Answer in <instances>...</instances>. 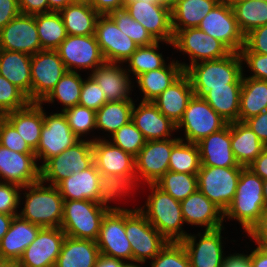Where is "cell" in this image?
<instances>
[{
  "label": "cell",
  "mask_w": 267,
  "mask_h": 267,
  "mask_svg": "<svg viewBox=\"0 0 267 267\" xmlns=\"http://www.w3.org/2000/svg\"><path fill=\"white\" fill-rule=\"evenodd\" d=\"M243 61L239 52H231L218 60L201 61L191 65L185 73L189 76L194 95L204 98L210 87H228L242 84Z\"/></svg>",
  "instance_id": "cell-1"
},
{
  "label": "cell",
  "mask_w": 267,
  "mask_h": 267,
  "mask_svg": "<svg viewBox=\"0 0 267 267\" xmlns=\"http://www.w3.org/2000/svg\"><path fill=\"white\" fill-rule=\"evenodd\" d=\"M263 180L250 168L241 169L235 196L223 213L224 218L236 219L247 232L263 215Z\"/></svg>",
  "instance_id": "cell-2"
},
{
  "label": "cell",
  "mask_w": 267,
  "mask_h": 267,
  "mask_svg": "<svg viewBox=\"0 0 267 267\" xmlns=\"http://www.w3.org/2000/svg\"><path fill=\"white\" fill-rule=\"evenodd\" d=\"M148 185L151 194L145 206L138 209L168 242H181L188 233L182 230L184 220L180 202L156 184Z\"/></svg>",
  "instance_id": "cell-3"
},
{
  "label": "cell",
  "mask_w": 267,
  "mask_h": 267,
  "mask_svg": "<svg viewBox=\"0 0 267 267\" xmlns=\"http://www.w3.org/2000/svg\"><path fill=\"white\" fill-rule=\"evenodd\" d=\"M40 180L22 187L25 206L18 214L22 219L41 227H60L63 218L64 199L57 186H44Z\"/></svg>",
  "instance_id": "cell-4"
},
{
  "label": "cell",
  "mask_w": 267,
  "mask_h": 267,
  "mask_svg": "<svg viewBox=\"0 0 267 267\" xmlns=\"http://www.w3.org/2000/svg\"><path fill=\"white\" fill-rule=\"evenodd\" d=\"M110 209L91 200H64L60 228L66 236L96 241L103 217Z\"/></svg>",
  "instance_id": "cell-5"
},
{
  "label": "cell",
  "mask_w": 267,
  "mask_h": 267,
  "mask_svg": "<svg viewBox=\"0 0 267 267\" xmlns=\"http://www.w3.org/2000/svg\"><path fill=\"white\" fill-rule=\"evenodd\" d=\"M125 233L132 248L133 262L136 263L152 260L168 243L138 207L125 208Z\"/></svg>",
  "instance_id": "cell-6"
},
{
  "label": "cell",
  "mask_w": 267,
  "mask_h": 267,
  "mask_svg": "<svg viewBox=\"0 0 267 267\" xmlns=\"http://www.w3.org/2000/svg\"><path fill=\"white\" fill-rule=\"evenodd\" d=\"M94 164L93 141L80 139L59 155L40 165V180L57 186L73 173H78Z\"/></svg>",
  "instance_id": "cell-7"
},
{
  "label": "cell",
  "mask_w": 267,
  "mask_h": 267,
  "mask_svg": "<svg viewBox=\"0 0 267 267\" xmlns=\"http://www.w3.org/2000/svg\"><path fill=\"white\" fill-rule=\"evenodd\" d=\"M242 168L201 165L198 190L224 213L235 196Z\"/></svg>",
  "instance_id": "cell-8"
},
{
  "label": "cell",
  "mask_w": 267,
  "mask_h": 267,
  "mask_svg": "<svg viewBox=\"0 0 267 267\" xmlns=\"http://www.w3.org/2000/svg\"><path fill=\"white\" fill-rule=\"evenodd\" d=\"M228 122L224 120L203 98L195 95L189 100L182 119L176 129L184 128L185 139L190 143H198L203 138L224 128Z\"/></svg>",
  "instance_id": "cell-9"
},
{
  "label": "cell",
  "mask_w": 267,
  "mask_h": 267,
  "mask_svg": "<svg viewBox=\"0 0 267 267\" xmlns=\"http://www.w3.org/2000/svg\"><path fill=\"white\" fill-rule=\"evenodd\" d=\"M31 103H41L68 71L57 50L43 49L31 55Z\"/></svg>",
  "instance_id": "cell-10"
},
{
  "label": "cell",
  "mask_w": 267,
  "mask_h": 267,
  "mask_svg": "<svg viewBox=\"0 0 267 267\" xmlns=\"http://www.w3.org/2000/svg\"><path fill=\"white\" fill-rule=\"evenodd\" d=\"M175 49L188 54L190 64L180 63L186 71L199 61L218 60L226 57L231 51L219 40L203 32L198 27L179 30L173 39Z\"/></svg>",
  "instance_id": "cell-11"
},
{
  "label": "cell",
  "mask_w": 267,
  "mask_h": 267,
  "mask_svg": "<svg viewBox=\"0 0 267 267\" xmlns=\"http://www.w3.org/2000/svg\"><path fill=\"white\" fill-rule=\"evenodd\" d=\"M198 28L222 42L231 52H240L244 47L245 35L238 26L232 5L218 3Z\"/></svg>",
  "instance_id": "cell-12"
},
{
  "label": "cell",
  "mask_w": 267,
  "mask_h": 267,
  "mask_svg": "<svg viewBox=\"0 0 267 267\" xmlns=\"http://www.w3.org/2000/svg\"><path fill=\"white\" fill-rule=\"evenodd\" d=\"M68 71L93 69L106 61L94 35H67L56 49ZM76 69V70H75Z\"/></svg>",
  "instance_id": "cell-13"
},
{
  "label": "cell",
  "mask_w": 267,
  "mask_h": 267,
  "mask_svg": "<svg viewBox=\"0 0 267 267\" xmlns=\"http://www.w3.org/2000/svg\"><path fill=\"white\" fill-rule=\"evenodd\" d=\"M179 140L177 137L146 141L134 159L138 182L143 179L147 184H155L168 171L172 147Z\"/></svg>",
  "instance_id": "cell-14"
},
{
  "label": "cell",
  "mask_w": 267,
  "mask_h": 267,
  "mask_svg": "<svg viewBox=\"0 0 267 267\" xmlns=\"http://www.w3.org/2000/svg\"><path fill=\"white\" fill-rule=\"evenodd\" d=\"M96 243L100 254L133 262L132 248L125 233L124 208L110 209L105 214Z\"/></svg>",
  "instance_id": "cell-15"
},
{
  "label": "cell",
  "mask_w": 267,
  "mask_h": 267,
  "mask_svg": "<svg viewBox=\"0 0 267 267\" xmlns=\"http://www.w3.org/2000/svg\"><path fill=\"white\" fill-rule=\"evenodd\" d=\"M124 8L137 22L141 23L151 36L160 42L173 45L171 10L149 1H126Z\"/></svg>",
  "instance_id": "cell-16"
},
{
  "label": "cell",
  "mask_w": 267,
  "mask_h": 267,
  "mask_svg": "<svg viewBox=\"0 0 267 267\" xmlns=\"http://www.w3.org/2000/svg\"><path fill=\"white\" fill-rule=\"evenodd\" d=\"M79 140L72 132L62 111L49 116L44 112V124L38 147L35 150L36 159L37 161L43 159V165L48 159L59 155Z\"/></svg>",
  "instance_id": "cell-17"
},
{
  "label": "cell",
  "mask_w": 267,
  "mask_h": 267,
  "mask_svg": "<svg viewBox=\"0 0 267 267\" xmlns=\"http://www.w3.org/2000/svg\"><path fill=\"white\" fill-rule=\"evenodd\" d=\"M65 236L60 227H42L35 240L24 250L17 266L54 267Z\"/></svg>",
  "instance_id": "cell-18"
},
{
  "label": "cell",
  "mask_w": 267,
  "mask_h": 267,
  "mask_svg": "<svg viewBox=\"0 0 267 267\" xmlns=\"http://www.w3.org/2000/svg\"><path fill=\"white\" fill-rule=\"evenodd\" d=\"M95 36L106 62L125 63L139 47L109 15H99Z\"/></svg>",
  "instance_id": "cell-19"
},
{
  "label": "cell",
  "mask_w": 267,
  "mask_h": 267,
  "mask_svg": "<svg viewBox=\"0 0 267 267\" xmlns=\"http://www.w3.org/2000/svg\"><path fill=\"white\" fill-rule=\"evenodd\" d=\"M0 49L28 55L43 50L39 40L35 15L20 13L0 30Z\"/></svg>",
  "instance_id": "cell-20"
},
{
  "label": "cell",
  "mask_w": 267,
  "mask_h": 267,
  "mask_svg": "<svg viewBox=\"0 0 267 267\" xmlns=\"http://www.w3.org/2000/svg\"><path fill=\"white\" fill-rule=\"evenodd\" d=\"M35 153H18L0 145V182L21 187L40 181V166Z\"/></svg>",
  "instance_id": "cell-21"
},
{
  "label": "cell",
  "mask_w": 267,
  "mask_h": 267,
  "mask_svg": "<svg viewBox=\"0 0 267 267\" xmlns=\"http://www.w3.org/2000/svg\"><path fill=\"white\" fill-rule=\"evenodd\" d=\"M222 228L205 230L198 233L199 242L195 235L188 234L181 241L190 261V267H221L224 255L222 247Z\"/></svg>",
  "instance_id": "cell-22"
},
{
  "label": "cell",
  "mask_w": 267,
  "mask_h": 267,
  "mask_svg": "<svg viewBox=\"0 0 267 267\" xmlns=\"http://www.w3.org/2000/svg\"><path fill=\"white\" fill-rule=\"evenodd\" d=\"M196 144L202 166L243 167L237 163L231 149V123Z\"/></svg>",
  "instance_id": "cell-23"
},
{
  "label": "cell",
  "mask_w": 267,
  "mask_h": 267,
  "mask_svg": "<svg viewBox=\"0 0 267 267\" xmlns=\"http://www.w3.org/2000/svg\"><path fill=\"white\" fill-rule=\"evenodd\" d=\"M91 140L93 141L94 164L99 173L112 176L135 174V157L130 153L104 138Z\"/></svg>",
  "instance_id": "cell-24"
},
{
  "label": "cell",
  "mask_w": 267,
  "mask_h": 267,
  "mask_svg": "<svg viewBox=\"0 0 267 267\" xmlns=\"http://www.w3.org/2000/svg\"><path fill=\"white\" fill-rule=\"evenodd\" d=\"M131 121L142 132L146 141L165 140L177 130L176 124L163 115L153 102H140L132 110Z\"/></svg>",
  "instance_id": "cell-25"
},
{
  "label": "cell",
  "mask_w": 267,
  "mask_h": 267,
  "mask_svg": "<svg viewBox=\"0 0 267 267\" xmlns=\"http://www.w3.org/2000/svg\"><path fill=\"white\" fill-rule=\"evenodd\" d=\"M184 223L205 226V230L223 227V212L197 190L180 202Z\"/></svg>",
  "instance_id": "cell-26"
},
{
  "label": "cell",
  "mask_w": 267,
  "mask_h": 267,
  "mask_svg": "<svg viewBox=\"0 0 267 267\" xmlns=\"http://www.w3.org/2000/svg\"><path fill=\"white\" fill-rule=\"evenodd\" d=\"M90 76L100 86L106 96V100L110 101H133L128 95L131 91V80L127 69L117 65V63L105 62L91 71Z\"/></svg>",
  "instance_id": "cell-27"
},
{
  "label": "cell",
  "mask_w": 267,
  "mask_h": 267,
  "mask_svg": "<svg viewBox=\"0 0 267 267\" xmlns=\"http://www.w3.org/2000/svg\"><path fill=\"white\" fill-rule=\"evenodd\" d=\"M42 227L15 216L0 241V259L18 262L24 250L35 240Z\"/></svg>",
  "instance_id": "cell-28"
},
{
  "label": "cell",
  "mask_w": 267,
  "mask_h": 267,
  "mask_svg": "<svg viewBox=\"0 0 267 267\" xmlns=\"http://www.w3.org/2000/svg\"><path fill=\"white\" fill-rule=\"evenodd\" d=\"M193 95L190 78L184 73L152 102L163 115L177 125Z\"/></svg>",
  "instance_id": "cell-29"
},
{
  "label": "cell",
  "mask_w": 267,
  "mask_h": 267,
  "mask_svg": "<svg viewBox=\"0 0 267 267\" xmlns=\"http://www.w3.org/2000/svg\"><path fill=\"white\" fill-rule=\"evenodd\" d=\"M3 117L17 130L19 135L35 151L44 124V110L41 103H29L25 108L8 112Z\"/></svg>",
  "instance_id": "cell-30"
},
{
  "label": "cell",
  "mask_w": 267,
  "mask_h": 267,
  "mask_svg": "<svg viewBox=\"0 0 267 267\" xmlns=\"http://www.w3.org/2000/svg\"><path fill=\"white\" fill-rule=\"evenodd\" d=\"M99 171L95 164L62 180L57 188L64 200H91L98 202Z\"/></svg>",
  "instance_id": "cell-31"
},
{
  "label": "cell",
  "mask_w": 267,
  "mask_h": 267,
  "mask_svg": "<svg viewBox=\"0 0 267 267\" xmlns=\"http://www.w3.org/2000/svg\"><path fill=\"white\" fill-rule=\"evenodd\" d=\"M31 55L0 49V75L19 88L31 103Z\"/></svg>",
  "instance_id": "cell-32"
},
{
  "label": "cell",
  "mask_w": 267,
  "mask_h": 267,
  "mask_svg": "<svg viewBox=\"0 0 267 267\" xmlns=\"http://www.w3.org/2000/svg\"><path fill=\"white\" fill-rule=\"evenodd\" d=\"M99 255L96 241L65 236L54 267H94Z\"/></svg>",
  "instance_id": "cell-33"
},
{
  "label": "cell",
  "mask_w": 267,
  "mask_h": 267,
  "mask_svg": "<svg viewBox=\"0 0 267 267\" xmlns=\"http://www.w3.org/2000/svg\"><path fill=\"white\" fill-rule=\"evenodd\" d=\"M184 73L185 70L179 61L176 60L175 62L173 60L170 64H165L160 69L148 71L139 75L136 78V83H138V87H140L139 90H141L144 95L142 102H152Z\"/></svg>",
  "instance_id": "cell-34"
},
{
  "label": "cell",
  "mask_w": 267,
  "mask_h": 267,
  "mask_svg": "<svg viewBox=\"0 0 267 267\" xmlns=\"http://www.w3.org/2000/svg\"><path fill=\"white\" fill-rule=\"evenodd\" d=\"M266 147L244 122H231V149L239 165L248 167Z\"/></svg>",
  "instance_id": "cell-35"
},
{
  "label": "cell",
  "mask_w": 267,
  "mask_h": 267,
  "mask_svg": "<svg viewBox=\"0 0 267 267\" xmlns=\"http://www.w3.org/2000/svg\"><path fill=\"white\" fill-rule=\"evenodd\" d=\"M218 3V0H178L171 10L174 35L179 30L198 27Z\"/></svg>",
  "instance_id": "cell-36"
},
{
  "label": "cell",
  "mask_w": 267,
  "mask_h": 267,
  "mask_svg": "<svg viewBox=\"0 0 267 267\" xmlns=\"http://www.w3.org/2000/svg\"><path fill=\"white\" fill-rule=\"evenodd\" d=\"M267 109V81L250 77L242 78L239 121L257 116Z\"/></svg>",
  "instance_id": "cell-37"
},
{
  "label": "cell",
  "mask_w": 267,
  "mask_h": 267,
  "mask_svg": "<svg viewBox=\"0 0 267 267\" xmlns=\"http://www.w3.org/2000/svg\"><path fill=\"white\" fill-rule=\"evenodd\" d=\"M68 35H94L99 13L87 4L71 3L59 12Z\"/></svg>",
  "instance_id": "cell-38"
},
{
  "label": "cell",
  "mask_w": 267,
  "mask_h": 267,
  "mask_svg": "<svg viewBox=\"0 0 267 267\" xmlns=\"http://www.w3.org/2000/svg\"><path fill=\"white\" fill-rule=\"evenodd\" d=\"M242 84L228 87H210L203 98L228 123L239 121V106Z\"/></svg>",
  "instance_id": "cell-39"
},
{
  "label": "cell",
  "mask_w": 267,
  "mask_h": 267,
  "mask_svg": "<svg viewBox=\"0 0 267 267\" xmlns=\"http://www.w3.org/2000/svg\"><path fill=\"white\" fill-rule=\"evenodd\" d=\"M134 101L106 102L96 111V129H103L111 135L132 119Z\"/></svg>",
  "instance_id": "cell-40"
},
{
  "label": "cell",
  "mask_w": 267,
  "mask_h": 267,
  "mask_svg": "<svg viewBox=\"0 0 267 267\" xmlns=\"http://www.w3.org/2000/svg\"><path fill=\"white\" fill-rule=\"evenodd\" d=\"M35 20L41 48L56 50L68 35L61 14L59 12L36 14Z\"/></svg>",
  "instance_id": "cell-41"
},
{
  "label": "cell",
  "mask_w": 267,
  "mask_h": 267,
  "mask_svg": "<svg viewBox=\"0 0 267 267\" xmlns=\"http://www.w3.org/2000/svg\"><path fill=\"white\" fill-rule=\"evenodd\" d=\"M99 191L98 203L103 204L111 209H120V207H112L107 203L113 201L118 197L129 195L130 190L138 186L136 174H126L121 176H112L100 173L99 175ZM137 185V186H136Z\"/></svg>",
  "instance_id": "cell-42"
},
{
  "label": "cell",
  "mask_w": 267,
  "mask_h": 267,
  "mask_svg": "<svg viewBox=\"0 0 267 267\" xmlns=\"http://www.w3.org/2000/svg\"><path fill=\"white\" fill-rule=\"evenodd\" d=\"M232 8L244 35L267 24V2L265 1L240 0L235 2Z\"/></svg>",
  "instance_id": "cell-43"
},
{
  "label": "cell",
  "mask_w": 267,
  "mask_h": 267,
  "mask_svg": "<svg viewBox=\"0 0 267 267\" xmlns=\"http://www.w3.org/2000/svg\"><path fill=\"white\" fill-rule=\"evenodd\" d=\"M83 81L84 79L78 72L67 71L41 104L43 102L53 103L57 99L64 105L62 111L79 105Z\"/></svg>",
  "instance_id": "cell-44"
},
{
  "label": "cell",
  "mask_w": 267,
  "mask_h": 267,
  "mask_svg": "<svg viewBox=\"0 0 267 267\" xmlns=\"http://www.w3.org/2000/svg\"><path fill=\"white\" fill-rule=\"evenodd\" d=\"M200 166L199 148L196 143L179 140L172 147L169 171L197 174Z\"/></svg>",
  "instance_id": "cell-45"
},
{
  "label": "cell",
  "mask_w": 267,
  "mask_h": 267,
  "mask_svg": "<svg viewBox=\"0 0 267 267\" xmlns=\"http://www.w3.org/2000/svg\"><path fill=\"white\" fill-rule=\"evenodd\" d=\"M155 184L179 202L198 190L197 174L169 170Z\"/></svg>",
  "instance_id": "cell-46"
},
{
  "label": "cell",
  "mask_w": 267,
  "mask_h": 267,
  "mask_svg": "<svg viewBox=\"0 0 267 267\" xmlns=\"http://www.w3.org/2000/svg\"><path fill=\"white\" fill-rule=\"evenodd\" d=\"M159 41L148 46H139L131 57L126 61L129 68L128 73H133L137 78L148 71L157 70L165 65L162 53H158Z\"/></svg>",
  "instance_id": "cell-47"
},
{
  "label": "cell",
  "mask_w": 267,
  "mask_h": 267,
  "mask_svg": "<svg viewBox=\"0 0 267 267\" xmlns=\"http://www.w3.org/2000/svg\"><path fill=\"white\" fill-rule=\"evenodd\" d=\"M108 15L117 27L138 46H148L156 41L141 23L131 17L125 8L113 11Z\"/></svg>",
  "instance_id": "cell-48"
},
{
  "label": "cell",
  "mask_w": 267,
  "mask_h": 267,
  "mask_svg": "<svg viewBox=\"0 0 267 267\" xmlns=\"http://www.w3.org/2000/svg\"><path fill=\"white\" fill-rule=\"evenodd\" d=\"M112 144L135 157L146 143L142 132L132 121L111 135Z\"/></svg>",
  "instance_id": "cell-49"
},
{
  "label": "cell",
  "mask_w": 267,
  "mask_h": 267,
  "mask_svg": "<svg viewBox=\"0 0 267 267\" xmlns=\"http://www.w3.org/2000/svg\"><path fill=\"white\" fill-rule=\"evenodd\" d=\"M72 132L79 138L90 130L96 129V111L81 105H75L62 111Z\"/></svg>",
  "instance_id": "cell-50"
},
{
  "label": "cell",
  "mask_w": 267,
  "mask_h": 267,
  "mask_svg": "<svg viewBox=\"0 0 267 267\" xmlns=\"http://www.w3.org/2000/svg\"><path fill=\"white\" fill-rule=\"evenodd\" d=\"M151 261V267H190L188 255L181 242L169 241Z\"/></svg>",
  "instance_id": "cell-51"
},
{
  "label": "cell",
  "mask_w": 267,
  "mask_h": 267,
  "mask_svg": "<svg viewBox=\"0 0 267 267\" xmlns=\"http://www.w3.org/2000/svg\"><path fill=\"white\" fill-rule=\"evenodd\" d=\"M29 103L28 97L19 88L0 75V116L25 108Z\"/></svg>",
  "instance_id": "cell-52"
},
{
  "label": "cell",
  "mask_w": 267,
  "mask_h": 267,
  "mask_svg": "<svg viewBox=\"0 0 267 267\" xmlns=\"http://www.w3.org/2000/svg\"><path fill=\"white\" fill-rule=\"evenodd\" d=\"M0 145L18 153H35L3 116H0Z\"/></svg>",
  "instance_id": "cell-53"
},
{
  "label": "cell",
  "mask_w": 267,
  "mask_h": 267,
  "mask_svg": "<svg viewBox=\"0 0 267 267\" xmlns=\"http://www.w3.org/2000/svg\"><path fill=\"white\" fill-rule=\"evenodd\" d=\"M106 102L108 101L106 100V96L100 86L91 76H88L82 84L79 105L97 111Z\"/></svg>",
  "instance_id": "cell-54"
},
{
  "label": "cell",
  "mask_w": 267,
  "mask_h": 267,
  "mask_svg": "<svg viewBox=\"0 0 267 267\" xmlns=\"http://www.w3.org/2000/svg\"><path fill=\"white\" fill-rule=\"evenodd\" d=\"M21 186L13 183L0 182V213L17 216L21 200Z\"/></svg>",
  "instance_id": "cell-55"
},
{
  "label": "cell",
  "mask_w": 267,
  "mask_h": 267,
  "mask_svg": "<svg viewBox=\"0 0 267 267\" xmlns=\"http://www.w3.org/2000/svg\"><path fill=\"white\" fill-rule=\"evenodd\" d=\"M240 52L267 54V24L257 27L245 35L244 47Z\"/></svg>",
  "instance_id": "cell-56"
},
{
  "label": "cell",
  "mask_w": 267,
  "mask_h": 267,
  "mask_svg": "<svg viewBox=\"0 0 267 267\" xmlns=\"http://www.w3.org/2000/svg\"><path fill=\"white\" fill-rule=\"evenodd\" d=\"M247 66L253 72L250 78L267 81V54L254 52H239Z\"/></svg>",
  "instance_id": "cell-57"
},
{
  "label": "cell",
  "mask_w": 267,
  "mask_h": 267,
  "mask_svg": "<svg viewBox=\"0 0 267 267\" xmlns=\"http://www.w3.org/2000/svg\"><path fill=\"white\" fill-rule=\"evenodd\" d=\"M257 243V248L267 250V207L260 219L247 231Z\"/></svg>",
  "instance_id": "cell-58"
},
{
  "label": "cell",
  "mask_w": 267,
  "mask_h": 267,
  "mask_svg": "<svg viewBox=\"0 0 267 267\" xmlns=\"http://www.w3.org/2000/svg\"><path fill=\"white\" fill-rule=\"evenodd\" d=\"M244 123L258 136L259 140L267 146V109L259 115L245 120Z\"/></svg>",
  "instance_id": "cell-59"
},
{
  "label": "cell",
  "mask_w": 267,
  "mask_h": 267,
  "mask_svg": "<svg viewBox=\"0 0 267 267\" xmlns=\"http://www.w3.org/2000/svg\"><path fill=\"white\" fill-rule=\"evenodd\" d=\"M20 13L18 0H0V30Z\"/></svg>",
  "instance_id": "cell-60"
},
{
  "label": "cell",
  "mask_w": 267,
  "mask_h": 267,
  "mask_svg": "<svg viewBox=\"0 0 267 267\" xmlns=\"http://www.w3.org/2000/svg\"><path fill=\"white\" fill-rule=\"evenodd\" d=\"M20 12L23 14L36 15L49 13L48 0H18Z\"/></svg>",
  "instance_id": "cell-61"
},
{
  "label": "cell",
  "mask_w": 267,
  "mask_h": 267,
  "mask_svg": "<svg viewBox=\"0 0 267 267\" xmlns=\"http://www.w3.org/2000/svg\"><path fill=\"white\" fill-rule=\"evenodd\" d=\"M126 0H92L91 6L100 14L108 15L118 9L124 8Z\"/></svg>",
  "instance_id": "cell-62"
},
{
  "label": "cell",
  "mask_w": 267,
  "mask_h": 267,
  "mask_svg": "<svg viewBox=\"0 0 267 267\" xmlns=\"http://www.w3.org/2000/svg\"><path fill=\"white\" fill-rule=\"evenodd\" d=\"M221 267H252L251 253L249 255L234 253L224 256Z\"/></svg>",
  "instance_id": "cell-63"
},
{
  "label": "cell",
  "mask_w": 267,
  "mask_h": 267,
  "mask_svg": "<svg viewBox=\"0 0 267 267\" xmlns=\"http://www.w3.org/2000/svg\"><path fill=\"white\" fill-rule=\"evenodd\" d=\"M262 180L267 179V147L262 153L248 166Z\"/></svg>",
  "instance_id": "cell-64"
},
{
  "label": "cell",
  "mask_w": 267,
  "mask_h": 267,
  "mask_svg": "<svg viewBox=\"0 0 267 267\" xmlns=\"http://www.w3.org/2000/svg\"><path fill=\"white\" fill-rule=\"evenodd\" d=\"M125 263L122 259L100 254L94 267H123Z\"/></svg>",
  "instance_id": "cell-65"
},
{
  "label": "cell",
  "mask_w": 267,
  "mask_h": 267,
  "mask_svg": "<svg viewBox=\"0 0 267 267\" xmlns=\"http://www.w3.org/2000/svg\"><path fill=\"white\" fill-rule=\"evenodd\" d=\"M252 267H267V250L255 248L251 252Z\"/></svg>",
  "instance_id": "cell-66"
},
{
  "label": "cell",
  "mask_w": 267,
  "mask_h": 267,
  "mask_svg": "<svg viewBox=\"0 0 267 267\" xmlns=\"http://www.w3.org/2000/svg\"><path fill=\"white\" fill-rule=\"evenodd\" d=\"M13 218V215L0 213V241L3 236L8 232L9 226Z\"/></svg>",
  "instance_id": "cell-67"
},
{
  "label": "cell",
  "mask_w": 267,
  "mask_h": 267,
  "mask_svg": "<svg viewBox=\"0 0 267 267\" xmlns=\"http://www.w3.org/2000/svg\"><path fill=\"white\" fill-rule=\"evenodd\" d=\"M71 3L72 0H48L49 12H60Z\"/></svg>",
  "instance_id": "cell-68"
},
{
  "label": "cell",
  "mask_w": 267,
  "mask_h": 267,
  "mask_svg": "<svg viewBox=\"0 0 267 267\" xmlns=\"http://www.w3.org/2000/svg\"><path fill=\"white\" fill-rule=\"evenodd\" d=\"M126 1H136V0H126ZM143 1L153 2L162 5L168 8L169 10H172L175 7L178 0H143Z\"/></svg>",
  "instance_id": "cell-69"
},
{
  "label": "cell",
  "mask_w": 267,
  "mask_h": 267,
  "mask_svg": "<svg viewBox=\"0 0 267 267\" xmlns=\"http://www.w3.org/2000/svg\"><path fill=\"white\" fill-rule=\"evenodd\" d=\"M0 267H18L17 262L12 260L0 259Z\"/></svg>",
  "instance_id": "cell-70"
},
{
  "label": "cell",
  "mask_w": 267,
  "mask_h": 267,
  "mask_svg": "<svg viewBox=\"0 0 267 267\" xmlns=\"http://www.w3.org/2000/svg\"><path fill=\"white\" fill-rule=\"evenodd\" d=\"M263 198L267 207V179L263 180Z\"/></svg>",
  "instance_id": "cell-71"
},
{
  "label": "cell",
  "mask_w": 267,
  "mask_h": 267,
  "mask_svg": "<svg viewBox=\"0 0 267 267\" xmlns=\"http://www.w3.org/2000/svg\"><path fill=\"white\" fill-rule=\"evenodd\" d=\"M73 3H80V4H87V5H91L92 4V0H72Z\"/></svg>",
  "instance_id": "cell-72"
},
{
  "label": "cell",
  "mask_w": 267,
  "mask_h": 267,
  "mask_svg": "<svg viewBox=\"0 0 267 267\" xmlns=\"http://www.w3.org/2000/svg\"><path fill=\"white\" fill-rule=\"evenodd\" d=\"M237 1H240V0H218L219 3L228 4V5H233Z\"/></svg>",
  "instance_id": "cell-73"
},
{
  "label": "cell",
  "mask_w": 267,
  "mask_h": 267,
  "mask_svg": "<svg viewBox=\"0 0 267 267\" xmlns=\"http://www.w3.org/2000/svg\"><path fill=\"white\" fill-rule=\"evenodd\" d=\"M123 267H141L140 265L133 263V262H128L126 261L125 265Z\"/></svg>",
  "instance_id": "cell-74"
},
{
  "label": "cell",
  "mask_w": 267,
  "mask_h": 267,
  "mask_svg": "<svg viewBox=\"0 0 267 267\" xmlns=\"http://www.w3.org/2000/svg\"><path fill=\"white\" fill-rule=\"evenodd\" d=\"M253 1H265V2H267V0H253Z\"/></svg>",
  "instance_id": "cell-75"
}]
</instances>
